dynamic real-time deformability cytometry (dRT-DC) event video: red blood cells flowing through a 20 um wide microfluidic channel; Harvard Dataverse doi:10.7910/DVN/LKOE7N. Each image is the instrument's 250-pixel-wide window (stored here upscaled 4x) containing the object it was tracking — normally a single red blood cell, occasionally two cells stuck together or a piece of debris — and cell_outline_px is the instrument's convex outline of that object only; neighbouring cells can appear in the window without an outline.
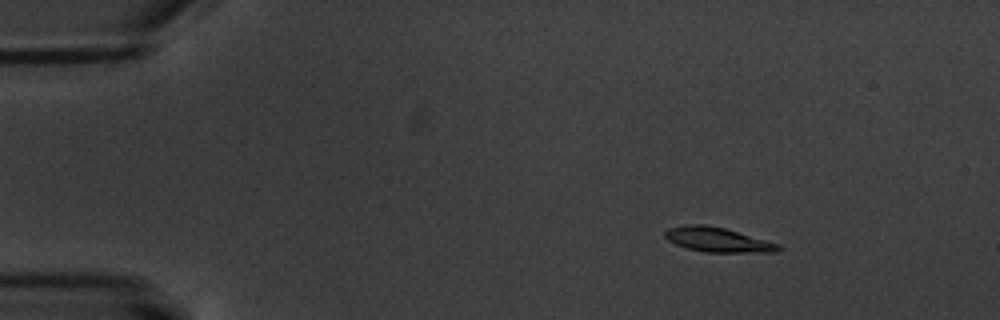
{"species": "common noctule bat (a hibernating species)", "species_latin": "Nyctalus noctula", "temperature_condition": "warm", "stored_images_in_passage": 6, "camera_frame_rate_fps": 3000, "um_per_image_px": 0.085, "animal": {"sex": "male", "body_mass_g": 20.1, "forearm_length_mm": 53.5}, "frame": {"image": 1, "passage_image": 2, "time_ms": 1.333, "image_size_px": [1000, 320], "cell_outline_px": [[784, 248], [776, 252], [704, 252], [688, 248], [676, 244], [668, 240], [664, 236], [664, 232], [668, 228], [684, 224], [704, 224], [724, 228], [780, 244]], "centroid_in_image_um": [61.0, 20.37], "position_along_channel_um": 24.0, "area_um2": 16.24}}
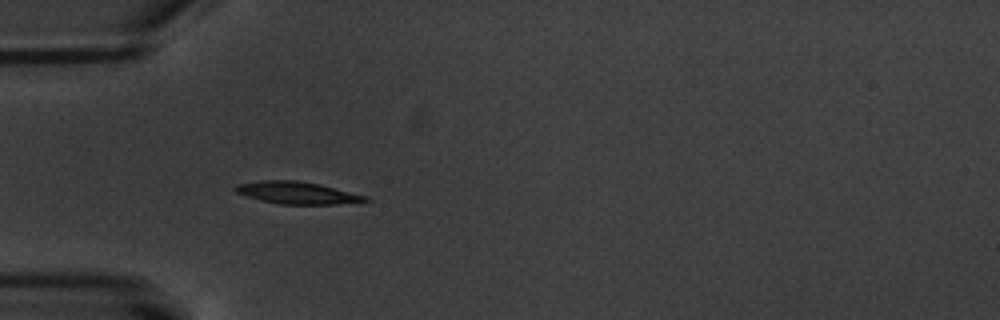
{"frame": {"image": 2, "passage_image": 5, "time_ms": 4.667, "image_size_px": [1000, 320], "cell_outline_px": [[372, 200], [336, 204], [280, 204], [260, 200], [236, 192], [232, 188], [236, 184], [260, 180], [296, 180], [320, 184], [368, 196]], "centroid_in_image_um": [25.25, 16.38], "position_along_channel_um": 59.8, "area_um2": 16.82}}